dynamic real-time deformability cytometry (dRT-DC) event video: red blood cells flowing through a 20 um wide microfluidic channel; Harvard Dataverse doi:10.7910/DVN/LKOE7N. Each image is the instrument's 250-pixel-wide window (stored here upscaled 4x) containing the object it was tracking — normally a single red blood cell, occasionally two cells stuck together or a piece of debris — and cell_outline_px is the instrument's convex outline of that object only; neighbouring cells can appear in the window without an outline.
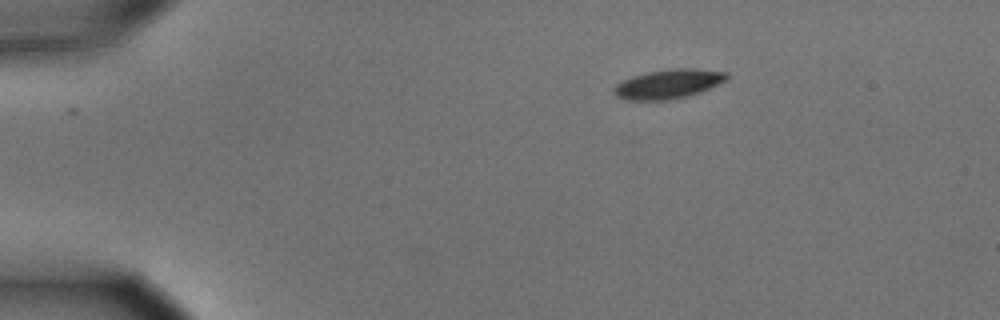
{"species": "common noctule bat (a hibernating species)", "species_latin": "Nyctalus noctula", "temperature_condition": "cold", "stored_images_in_passage": 47, "camera_frame_rate_fps": 3000, "um_per_image_px": 0.085, "animal": {"sex": "male", "body_mass_g": 15.6}, "frame": {"image": 1, "passage_image": 1, "time_ms": 0.0, "image_size_px": [1000, 320], "cell_outline_px": [[728, 76], [724, 80], [700, 92], [688, 96], [672, 100], [624, 100], [616, 96], [612, 92], [612, 88], [616, 84], [632, 76], [648, 72], [672, 68], [696, 68], [728, 72]], "centroid_in_image_um": [56.76, 7.14], "position_along_channel_um": 28.2, "area_um2": 19.31}}
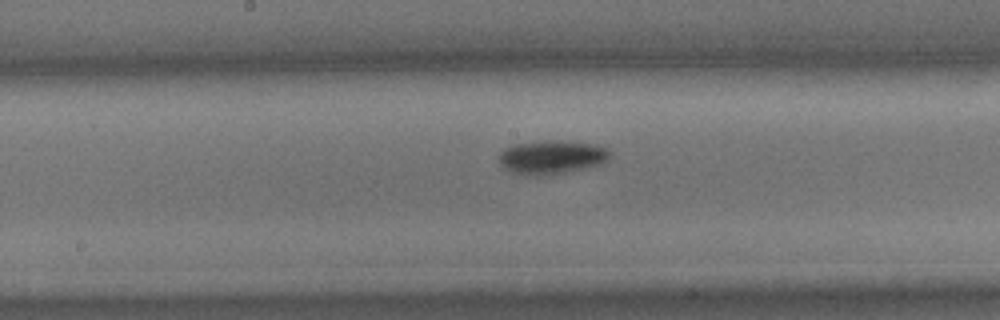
{"frame": {"image": 2, "passage_image": 21, "time_ms": 6.667, "image_size_px": [1000, 320], "cell_outline_px": [[608, 160], [600, 164], [584, 168], [564, 172], [536, 176], [528, 176], [512, 172], [504, 168], [500, 164], [496, 156], [504, 148], [512, 144], [548, 140], [560, 140], [596, 144], [604, 148], [608, 152]], "centroid_in_image_um": [46.8, 13.35], "position_along_channel_um": 201.4, "area_um2": 21.85}}
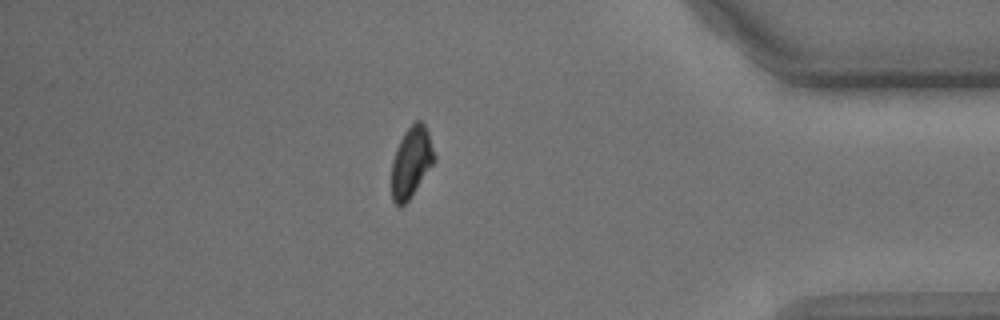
{"frame": {"image": 3, "passage_image": 40, "time_ms": 13.0, "image_size_px": [1000, 320], "cell_outline_px": [[436, 160], [412, 196], [400, 208], [392, 200], [392, 160], [396, 148], [404, 132], [416, 120], [420, 120], [424, 124], [428, 132], [436, 156]], "centroid_in_image_um": [34.97, 13.79], "position_along_channel_um": 400.2, "area_um2": 17.69}, "authors_computed_cell_mechanics": {"area_um2": 19.8254, "velocity_mm_per_s": 3.6242, "shape_relaxation_time_tau1_ms": 2.7211, "shape_relaxation_time_tau2_ms": null, "deformation_change_tau1": 0.1107, "deformation_change_tau2": null}}